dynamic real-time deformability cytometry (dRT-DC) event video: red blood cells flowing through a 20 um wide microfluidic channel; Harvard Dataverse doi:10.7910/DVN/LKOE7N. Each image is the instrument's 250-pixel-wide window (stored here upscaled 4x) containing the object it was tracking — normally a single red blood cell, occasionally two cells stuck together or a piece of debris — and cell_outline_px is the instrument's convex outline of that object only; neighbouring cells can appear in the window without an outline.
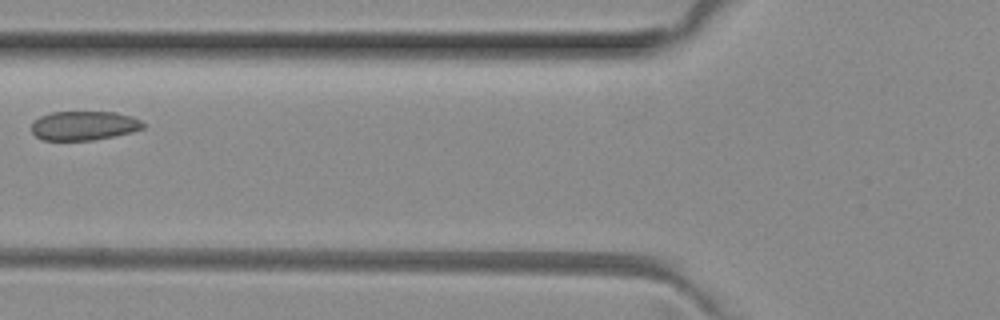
{"species": "common noctule bat (a hibernating species)", "species_latin": "Nyctalus noctula", "temperature_condition": "room temperature", "stored_images_in_passage": 5, "camera_frame_rate_fps": 3000, "um_per_image_px": 0.085, "animal": {"sex": "female", "body_mass_g": 29.2, "forearm_length_mm": 56.3}, "frame": {"image": 1, "passage_image": 5, "time_ms": 1.333, "image_size_px": [1000, 320], "cell_outline_px": [[144, 128], [132, 132], [92, 140], [44, 140], [36, 136], [32, 132], [32, 124], [40, 116], [52, 112], [116, 112], [132, 116], [140, 120], [144, 124]], "centroid_in_image_um": [7.15, 10.67], "position_along_channel_um": 118.7, "area_um2": 18.84}}